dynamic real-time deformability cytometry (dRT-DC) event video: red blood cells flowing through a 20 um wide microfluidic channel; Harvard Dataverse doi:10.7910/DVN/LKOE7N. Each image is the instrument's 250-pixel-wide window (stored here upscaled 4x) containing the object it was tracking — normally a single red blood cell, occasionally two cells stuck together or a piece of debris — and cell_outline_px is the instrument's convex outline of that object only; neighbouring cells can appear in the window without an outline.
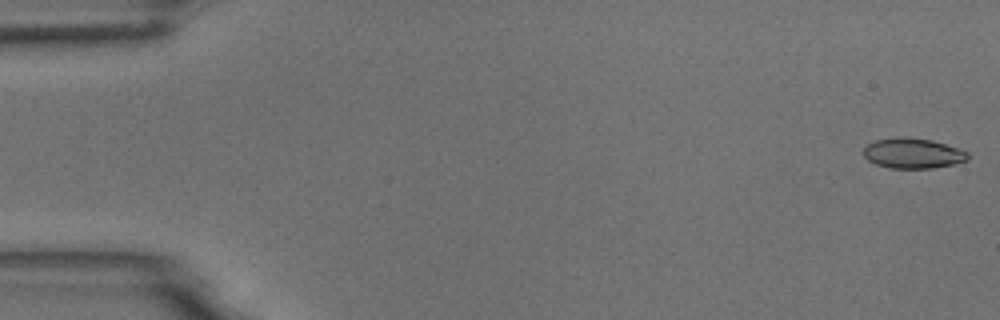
{"species": "common noctule bat (a hibernating species)", "species_latin": "Nyctalus noctula", "temperature_condition": "room temperature", "stored_images_in_passage": 6, "camera_frame_rate_fps": 3000, "um_per_image_px": 0.085, "animal": {"sex": "male", "body_mass_g": 18.8}, "frame": {"image": 1, "passage_image": 1, "time_ms": 0.0, "image_size_px": [1000, 320], "cell_outline_px": [[968, 160], [952, 164], [932, 168], [892, 168], [876, 164], [868, 160], [864, 156], [864, 148], [868, 144], [876, 140], [900, 136], [908, 136], [932, 140], [960, 148], [968, 152]], "centroid_in_image_um": [77.61, 13.01], "position_along_channel_um": 7.4, "area_um2": 18.44}}
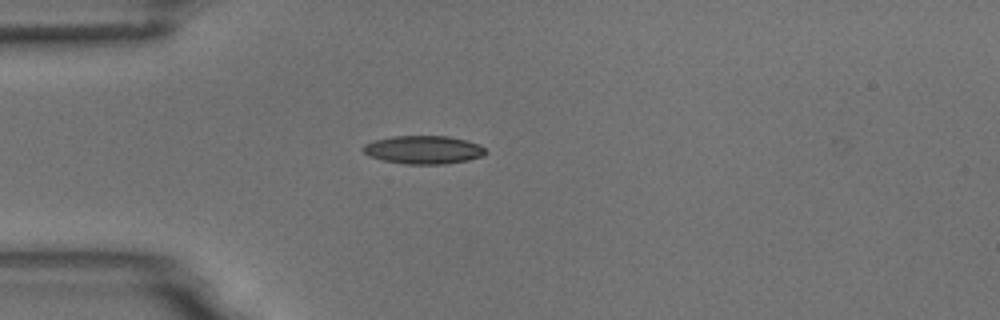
{"frame": {"image": 2, "passage_image": 5, "time_ms": 1.333, "image_size_px": [1000, 320], "cell_outline_px": [[488, 152], [484, 156], [468, 160], [444, 164], [404, 164], [384, 160], [368, 156], [360, 148], [364, 144], [372, 140], [392, 136], [448, 136], [480, 144]], "centroid_in_image_um": [35.98, 12.73], "position_along_channel_um": 49.0, "area_um2": 20.35}}